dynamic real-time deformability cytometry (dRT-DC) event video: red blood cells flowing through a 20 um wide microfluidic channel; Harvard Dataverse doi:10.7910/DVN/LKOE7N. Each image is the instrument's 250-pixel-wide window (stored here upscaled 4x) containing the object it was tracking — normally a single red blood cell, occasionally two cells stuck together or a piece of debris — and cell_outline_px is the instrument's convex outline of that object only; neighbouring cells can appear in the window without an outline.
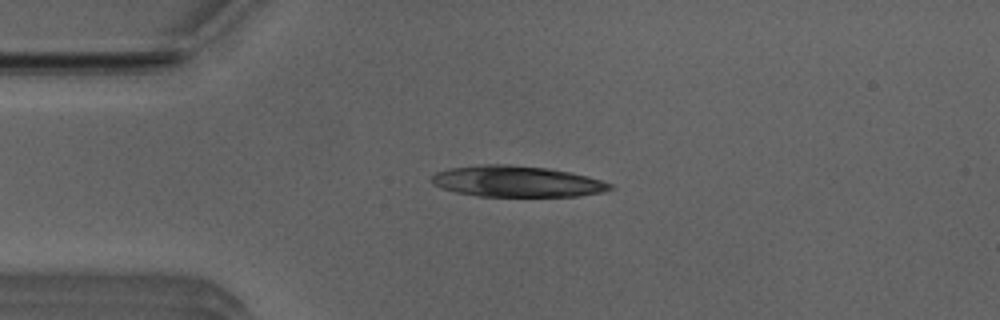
{"species": "Egyptian fruit bat (a non-hibernating species)", "species_latin": "Rousettus aegyptiacus", "temperature_condition": "room temperature", "stored_images_in_passage": 49, "camera_frame_rate_fps": 3000, "um_per_image_px": 0.085, "animal": {"sex": "male"}, "frame": {"image": 1, "passage_image": 10, "time_ms": 3.0, "image_size_px": [1000, 320], "cell_outline_px": [[616, 188], [604, 192], [580, 196], [476, 196], [456, 192], [432, 184], [432, 176], [436, 172], [448, 168], [480, 164], [508, 164], [548, 168], [572, 172], [588, 176], [612, 184]], "centroid_in_image_um": [43.96, 15.41], "position_along_channel_um": 41.0, "area_um2": 32.54}}